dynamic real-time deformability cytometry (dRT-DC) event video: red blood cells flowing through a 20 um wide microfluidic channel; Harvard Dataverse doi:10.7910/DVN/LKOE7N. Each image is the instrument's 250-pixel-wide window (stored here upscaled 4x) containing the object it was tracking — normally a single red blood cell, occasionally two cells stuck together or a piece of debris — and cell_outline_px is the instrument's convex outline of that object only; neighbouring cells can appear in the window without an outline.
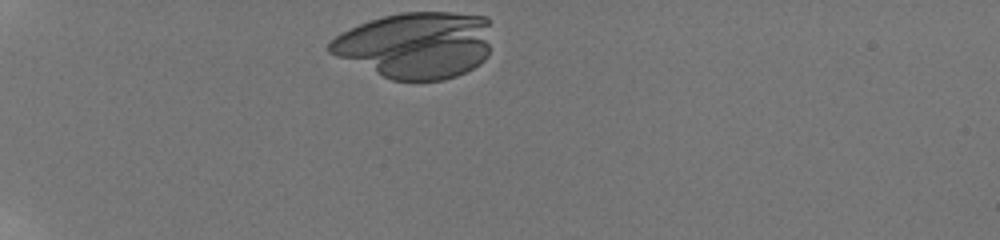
{"species": "human", "species_latin": "Homo sapiens", "temperature_condition": "room temperature", "stored_images_in_passage": 10, "camera_frame_rate_fps": 3000, "um_per_image_px": 0.085, "donor": {"sex": "male"}, "frame": {"image": 1, "passage_image": 1, "time_ms": 0.0, "image_size_px": [1000, 240], "cell_outline_px": [[488, 56], [480, 64], [456, 76], [444, 80], [392, 80], [336, 56], [328, 52], [324, 48], [340, 32], [360, 24], [384, 16], [400, 12], [452, 12], [488, 16]], "centroid_in_image_um": [35.34, 3.82], "position_along_channel_um": 49.7, "area_um2": 62.6}}